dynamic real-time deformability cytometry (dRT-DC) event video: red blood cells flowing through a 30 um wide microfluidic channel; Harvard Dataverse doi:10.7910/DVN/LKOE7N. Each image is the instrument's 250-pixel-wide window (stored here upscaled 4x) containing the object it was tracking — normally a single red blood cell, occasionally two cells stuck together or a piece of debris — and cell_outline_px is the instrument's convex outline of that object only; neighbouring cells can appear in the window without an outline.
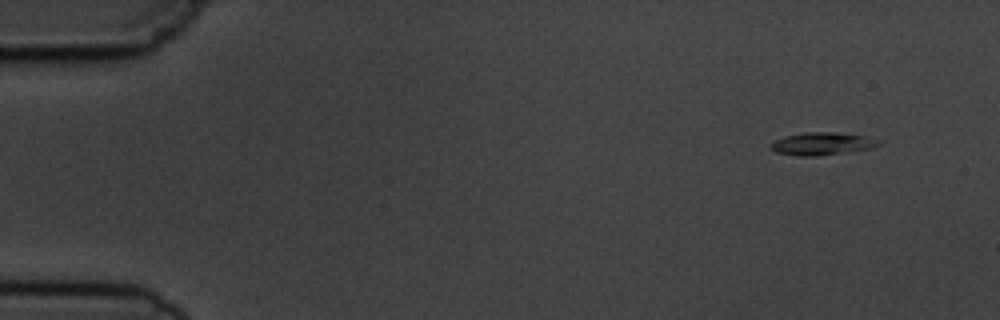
{"species": "common noctule bat (a hibernating species)", "species_latin": "Nyctalus noctula", "temperature_condition": "cold", "stored_images_in_passage": 6, "camera_frame_rate_fps": 3000, "um_per_image_px": 0.085, "animal": {"sex": "male", "body_mass_g": 19.5, "forearm_length_mm": 54.6}, "frame": {"image": 1, "passage_image": 2, "time_ms": 1.0, "image_size_px": [1000, 320], "cell_outline_px": [[880, 144], [872, 148], [816, 156], [796, 156], [776, 152], [768, 144], [784, 136], [804, 132], [832, 132], [864, 136], [880, 140]], "centroid_in_image_um": [69.84, 12.21], "position_along_channel_um": 15.2, "area_um2": 14.1}}
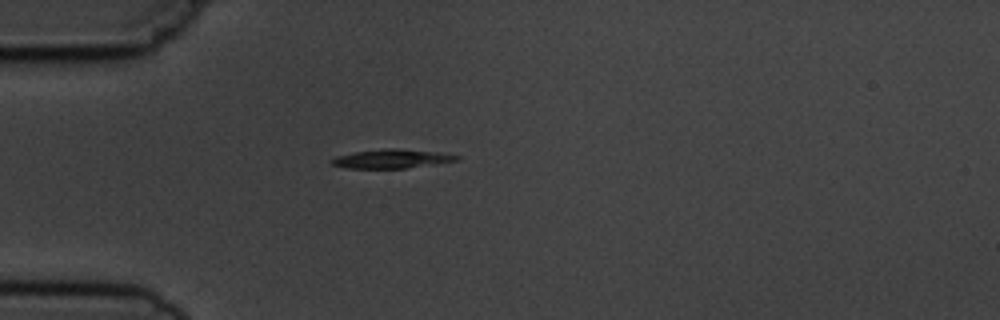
{"frame": {"image": 2, "passage_image": 5, "time_ms": 4.667, "image_size_px": [1000, 320], "cell_outline_px": [[460, 160], [436, 164], [404, 168], [344, 168], [332, 164], [328, 160], [336, 156], [356, 152], [384, 148], [392, 148], [436, 152], [460, 156]], "centroid_in_image_um": [33.27, 13.5], "position_along_channel_um": 51.7, "area_um2": 13.7}}